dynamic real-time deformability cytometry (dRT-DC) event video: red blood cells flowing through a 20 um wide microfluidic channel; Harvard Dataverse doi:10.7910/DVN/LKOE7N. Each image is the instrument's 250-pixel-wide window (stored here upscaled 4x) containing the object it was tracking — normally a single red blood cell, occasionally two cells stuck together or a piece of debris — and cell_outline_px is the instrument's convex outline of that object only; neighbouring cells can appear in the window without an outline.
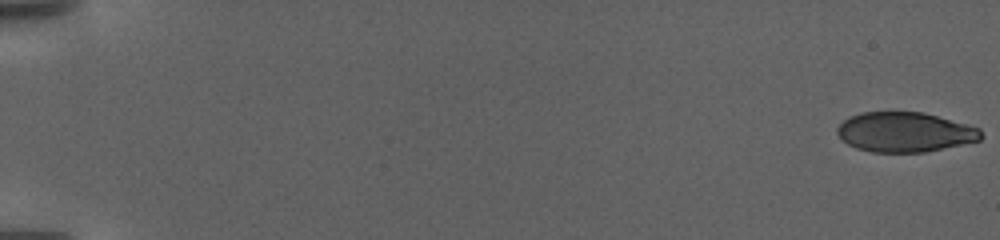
{"species": "human", "species_latin": "Homo sapiens", "temperature_condition": "warm", "stored_images_in_passage": 128, "camera_frame_rate_fps": 3000, "um_per_image_px": 0.085, "donor": {"sex": "female"}, "frame": {"image": 1, "passage_image": 1, "time_ms": 0.0, "image_size_px": [1000, 240], "cell_outline_px": [[984, 136], [980, 140], [924, 152], [872, 152], [856, 148], [848, 144], [836, 132], [836, 128], [848, 116], [860, 112], [920, 112], [936, 116], [980, 128]], "centroid_in_image_um": [76.88, 11.23], "position_along_channel_um": 8.1, "area_um2": 33.12}}
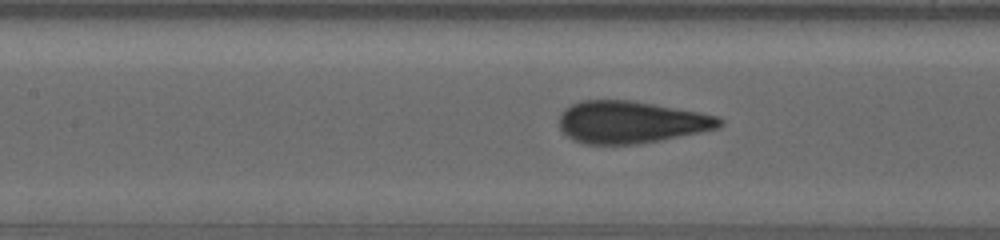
{"frame": {"image": 2, "passage_image": 63, "time_ms": 20.667, "image_size_px": [1000, 240], "cell_outline_px": [[724, 124], [720, 128], [660, 140], [636, 144], [584, 144], [572, 140], [560, 128], [560, 112], [564, 108], [580, 100], [632, 100], [696, 112], [716, 116], [724, 120]], "centroid_in_image_um": [53.6, 10.38], "position_along_channel_um": 153.8, "area_um2": 39.3}}
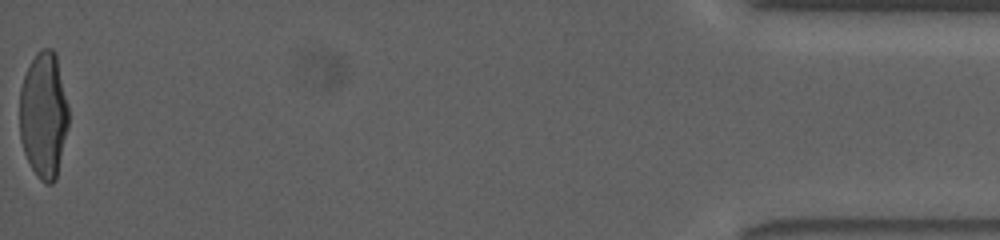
{"frame": {"image": 3, "passage_image": 128, "time_ms": 42.333, "image_size_px": [1000, 240], "cell_outline_px": [[68, 128], [56, 180], [52, 184], [44, 184], [36, 176], [24, 152], [20, 140], [20, 88], [24, 76], [36, 52], [40, 48], [52, 48], [56, 52], [68, 104]], "centroid_in_image_um": [3.72, 9.78], "position_along_channel_um": 431.5, "area_um2": 36.36}}